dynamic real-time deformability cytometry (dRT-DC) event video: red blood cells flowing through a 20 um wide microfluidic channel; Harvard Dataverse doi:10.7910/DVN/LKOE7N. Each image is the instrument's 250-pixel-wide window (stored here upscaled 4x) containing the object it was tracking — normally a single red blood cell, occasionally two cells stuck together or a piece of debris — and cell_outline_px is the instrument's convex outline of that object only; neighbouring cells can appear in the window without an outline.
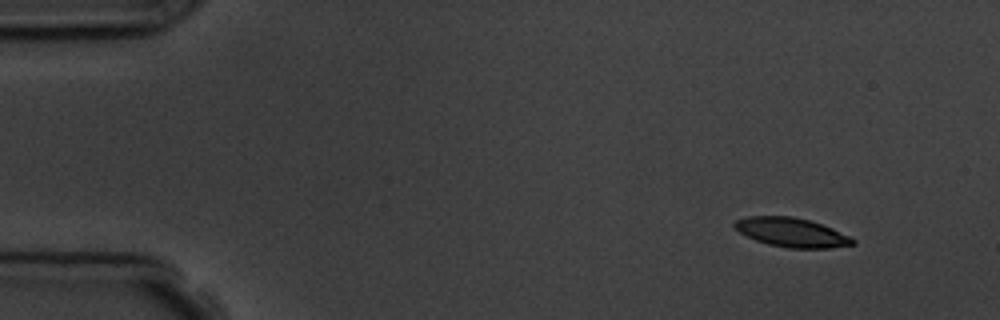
{"species": "common noctule bat (a hibernating species)", "species_latin": "Nyctalus noctula", "temperature_condition": "room temperature", "stored_images_in_passage": 3, "camera_frame_rate_fps": 3000, "um_per_image_px": 0.085, "animal": {"sex": "male", "body_mass_g": 19.5, "forearm_length_mm": 54.6}, "frame": {"image": 1, "passage_image": 1, "time_ms": 0.0, "image_size_px": [1000, 320], "cell_outline_px": [[856, 244], [828, 248], [788, 248], [768, 244], [756, 240], [740, 232], [732, 224], [736, 220], [748, 216], [792, 216], [808, 220], [832, 228], [856, 240]], "centroid_in_image_um": [67.29, 19.75], "position_along_channel_um": 17.7, "area_um2": 19.83}}